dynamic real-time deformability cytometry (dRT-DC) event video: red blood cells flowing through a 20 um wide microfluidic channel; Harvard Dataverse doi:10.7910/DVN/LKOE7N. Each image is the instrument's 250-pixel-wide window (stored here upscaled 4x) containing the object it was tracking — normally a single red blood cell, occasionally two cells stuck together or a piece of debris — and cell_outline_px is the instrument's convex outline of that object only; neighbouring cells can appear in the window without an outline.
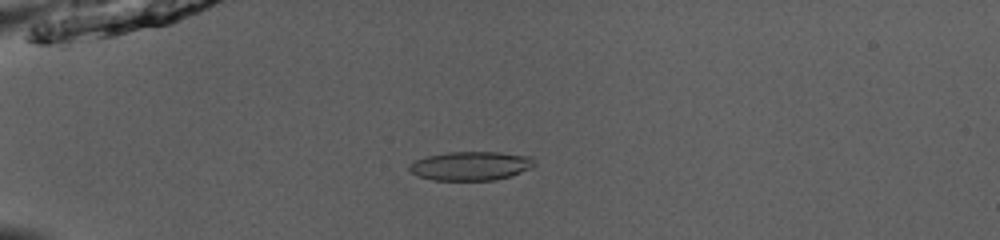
{"species": "common noctule bat (a hibernating species)", "species_latin": "Nyctalus noctula", "temperature_condition": "room temperature", "stored_images_in_passage": 53, "camera_frame_rate_fps": 3000, "um_per_image_px": 0.085, "animal": {"sex": "male", "body_mass_g": 13.0, "forearm_length_mm": 53.1}, "frame": {"image": 1, "passage_image": 16, "time_ms": 5.0, "image_size_px": [1000, 240], "cell_outline_px": [[536, 164], [532, 168], [512, 176], [496, 180], [432, 180], [420, 176], [412, 172], [408, 168], [408, 164], [416, 160], [428, 156], [448, 152], [496, 152], [532, 156]], "centroid_in_image_um": [40.06, 14.1], "position_along_channel_um": 44.9, "area_um2": 21.15}}
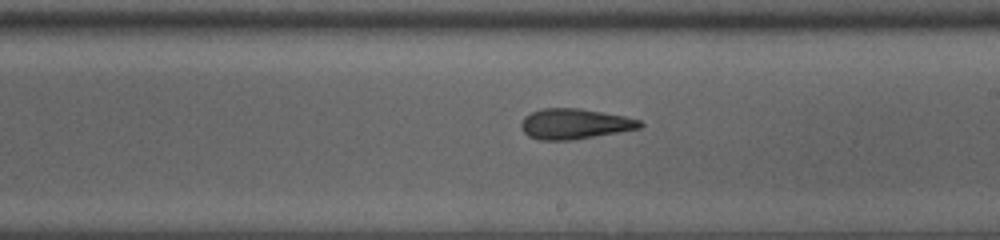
{"frame": {"image": 2, "passage_image": 33, "time_ms": 10.667, "image_size_px": [1000, 240], "cell_outline_px": [[644, 124], [640, 128], [572, 140], [540, 140], [528, 136], [524, 132], [520, 124], [524, 116], [532, 112], [544, 108], [580, 108], [624, 116], [640, 120]], "centroid_in_image_um": [48.82, 10.53], "position_along_channel_um": 240.2, "area_um2": 20.92}}
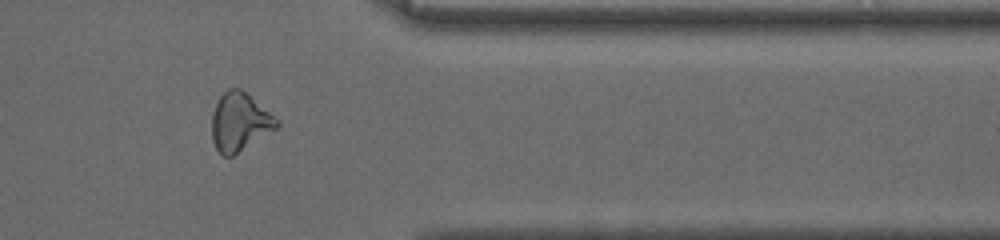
{"frame": {"image": 3, "passage_image": 45, "time_ms": 14.667, "image_size_px": [1000, 240], "cell_outline_px": [[280, 124], [276, 128], [232, 156], [224, 156], [216, 148], [212, 140], [212, 112], [220, 96], [228, 88], [240, 88], [280, 120]], "centroid_in_image_um": [20.36, 10.35], "position_along_channel_um": 391.0, "area_um2": 21.73}, "authors_computed_cell_mechanics": {"area_um2": 21.5594, "velocity_mm_per_s": 3.9536, "shape_relaxation_time_tau1_ms": 4.491, "shape_relaxation_time_tau2_ms": 1.8685, "deformation_change_tau1": 0.166, "deformation_change_tau2": 0.1173}}